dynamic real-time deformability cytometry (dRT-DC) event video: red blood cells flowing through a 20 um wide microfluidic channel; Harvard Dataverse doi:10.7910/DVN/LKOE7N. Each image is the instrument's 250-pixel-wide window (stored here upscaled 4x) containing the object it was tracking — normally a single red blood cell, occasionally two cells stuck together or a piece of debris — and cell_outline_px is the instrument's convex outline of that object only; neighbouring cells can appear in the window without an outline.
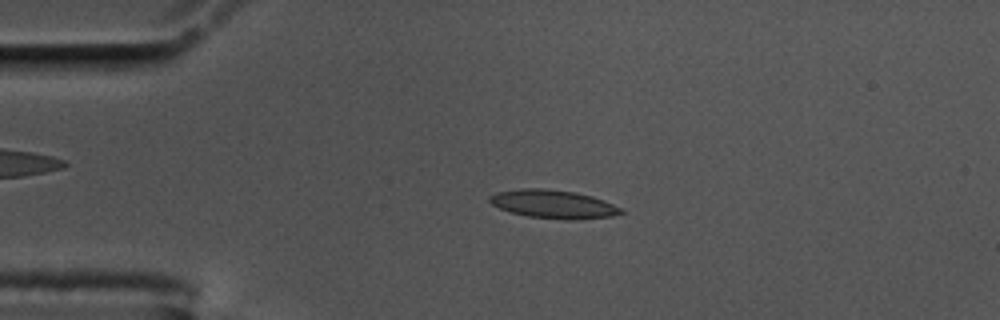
{"species": "common noctule bat (a hibernating species)", "species_latin": "Nyctalus noctula", "temperature_condition": "cold", "stored_images_in_passage": 56, "camera_frame_rate_fps": 3000, "um_per_image_px": 0.085, "animal": {"sex": "male", "body_mass_g": 17.5, "forearm_length_mm": 52.3}, "frame": {"image": 1, "passage_image": 12, "time_ms": 3.667, "image_size_px": [1000, 320], "cell_outline_px": [[624, 212], [612, 216], [576, 220], [564, 220], [528, 216], [512, 212], [500, 208], [492, 204], [488, 200], [488, 196], [496, 192], [520, 188], [544, 188], [576, 192], [592, 196], [604, 200], [624, 208]], "centroid_in_image_um": [47.06, 17.35], "position_along_channel_um": 37.9, "area_um2": 21.96}}
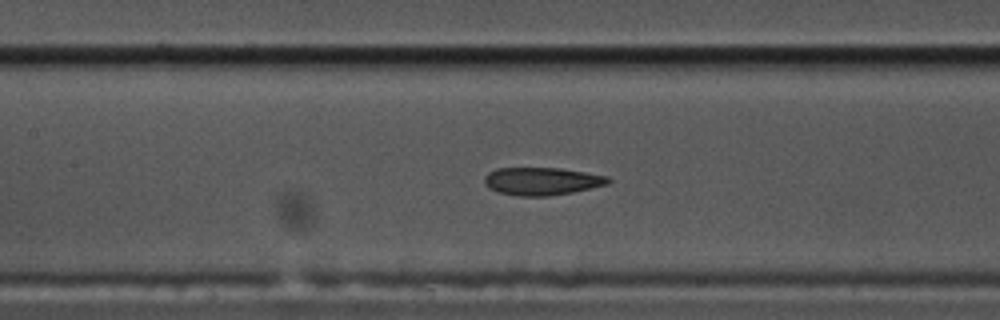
{"frame": {"image": 2, "passage_image": 25, "time_ms": 8.0, "image_size_px": [1000, 320], "cell_outline_px": [[612, 180], [608, 184], [572, 192], [548, 196], [516, 196], [496, 192], [488, 188], [484, 184], [484, 176], [488, 172], [496, 168], [560, 168], [608, 176]], "centroid_in_image_um": [46.01, 15.4], "position_along_channel_um": 161.4, "area_um2": 20.17}}
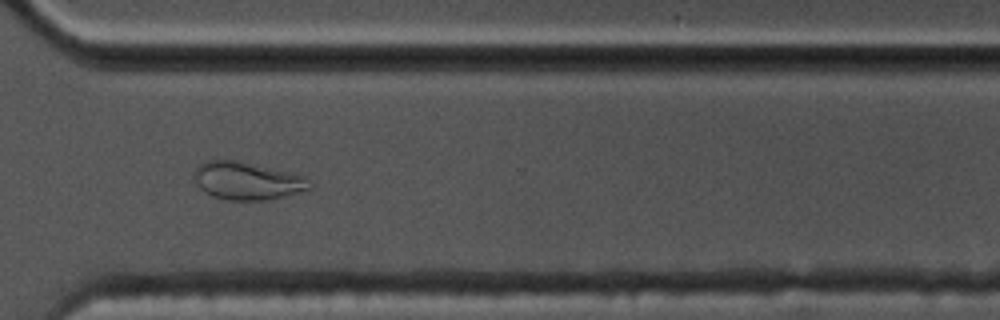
{"frame": {"image": 3, "passage_image": 41, "time_ms": 13.333, "image_size_px": [1000, 320], "cell_outline_px": [[312, 188], [272, 200], [228, 200], [212, 196], [204, 192], [200, 188], [192, 172], [200, 164], [208, 160], [236, 160], [304, 176], [312, 184]], "centroid_in_image_um": [21.0, 15.39], "position_along_channel_um": 349.6, "area_um2": 25.26}, "authors_computed_cell_mechanics": {"area_um2": 20.7213, "velocity_mm_per_s": 3.5385, "shape_relaxation_time_tau1_ms": null, "shape_relaxation_time_tau2_ms": 2.2479, "deformation_change_tau1": null, "deformation_change_tau2": 0.0991}}